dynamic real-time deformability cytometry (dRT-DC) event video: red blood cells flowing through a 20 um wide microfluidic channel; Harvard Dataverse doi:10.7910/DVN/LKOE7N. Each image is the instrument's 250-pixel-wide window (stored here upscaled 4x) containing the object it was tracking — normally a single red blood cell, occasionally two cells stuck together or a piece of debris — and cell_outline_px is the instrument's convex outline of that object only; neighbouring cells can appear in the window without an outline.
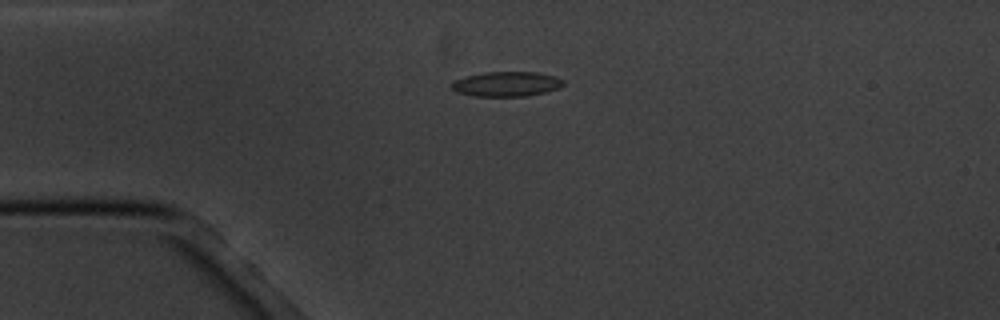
{"species": "common noctule bat (a hibernating species)", "species_latin": "Nyctalus noctula", "temperature_condition": "cold", "stored_images_in_passage": 9, "camera_frame_rate_fps": 3000, "um_per_image_px": 0.085, "animal": {"sex": "male", "body_mass_g": 20.1, "forearm_length_mm": 53.5}, "frame": {"image": 1, "passage_image": 4, "time_ms": 3.333, "image_size_px": [1000, 320], "cell_outline_px": [[564, 84], [556, 88], [544, 92], [528, 96], [476, 96], [456, 92], [452, 88], [452, 84], [456, 80], [468, 76], [484, 72], [536, 72], [552, 76], [564, 80]], "centroid_in_image_um": [43.05, 7.14], "position_along_channel_um": 42.0, "area_um2": 15.84}}
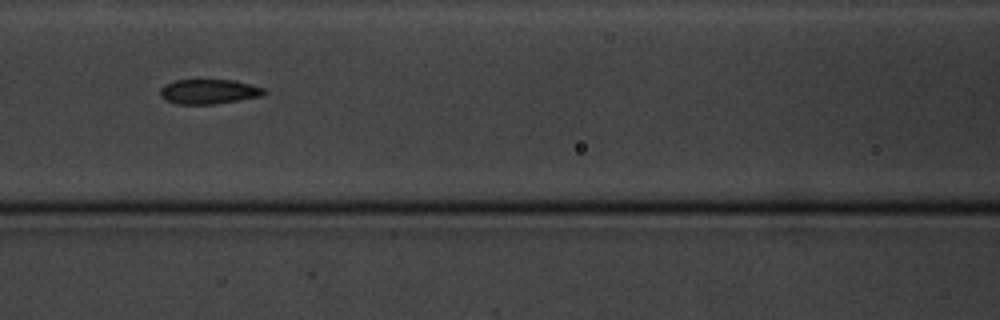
{"frame": {"image": 2, "passage_image": 7, "time_ms": 7.0, "image_size_px": [1000, 320], "cell_outline_px": [[268, 92], [260, 96], [240, 100], [216, 104], [176, 104], [164, 100], [160, 96], [160, 88], [164, 84], [172, 80], [232, 80], [264, 88]], "centroid_in_image_um": [17.7, 7.79], "position_along_channel_um": 148.9, "area_um2": 15.09}}
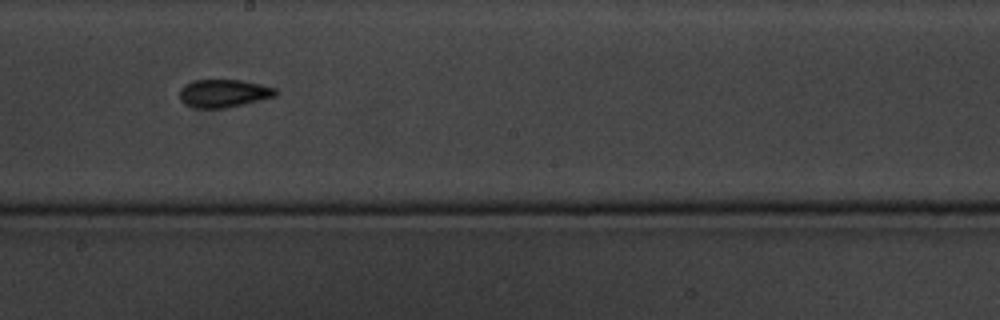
{"frame": {"image": 3, "passage_image": 9, "time_ms": 9.333, "image_size_px": [1000, 320], "cell_outline_px": [[280, 92], [276, 96], [224, 108], [196, 108], [184, 104], [180, 100], [180, 88], [184, 84], [192, 80], [240, 80], [260, 84], [276, 88]], "centroid_in_image_um": [18.99, 7.92], "position_along_channel_um": 229.2, "area_um2": 15.66}}